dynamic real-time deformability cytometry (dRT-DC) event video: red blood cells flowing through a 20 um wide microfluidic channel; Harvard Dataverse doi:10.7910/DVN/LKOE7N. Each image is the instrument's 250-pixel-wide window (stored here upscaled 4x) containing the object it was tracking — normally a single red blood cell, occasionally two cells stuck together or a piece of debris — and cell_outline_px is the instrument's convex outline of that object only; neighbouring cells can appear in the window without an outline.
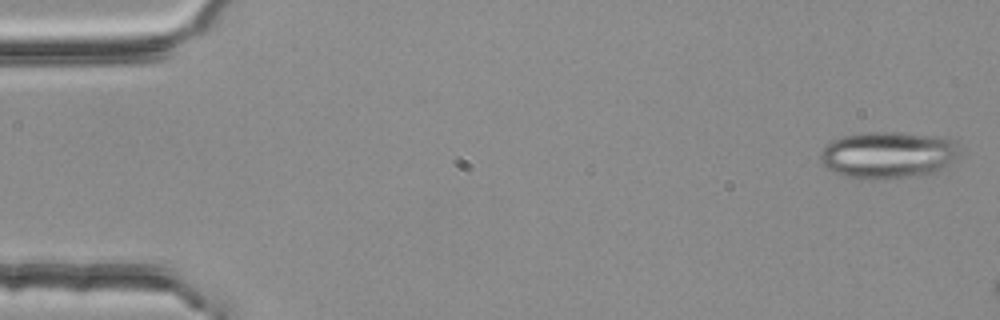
{"species": "common noctule bat (a hibernating species)", "species_latin": "Nyctalus noctula", "temperature_condition": "room temperature", "stored_images_in_passage": 3, "camera_frame_rate_fps": 3000, "um_per_image_px": 0.085, "animal": {"sex": "female", "body_mass_g": 25.1}, "frame": {"image": 1, "passage_image": 1, "time_ms": 0.0, "image_size_px": [1000, 320], "cell_outline_px": [[956, 156], [948, 168], [944, 172], [904, 176], [844, 176], [832, 172], [824, 168], [820, 160], [820, 152], [832, 140], [840, 136], [864, 132], [900, 132], [936, 136], [956, 140]], "centroid_in_image_um": [75.49, 13.13], "position_along_channel_um": 9.5, "area_um2": 37.51}}